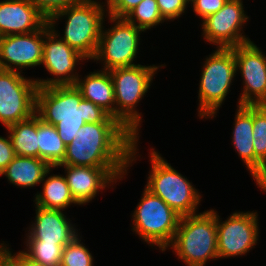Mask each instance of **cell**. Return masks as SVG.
I'll list each match as a JSON object with an SVG mask.
<instances>
[{
	"label": "cell",
	"mask_w": 266,
	"mask_h": 266,
	"mask_svg": "<svg viewBox=\"0 0 266 266\" xmlns=\"http://www.w3.org/2000/svg\"><path fill=\"white\" fill-rule=\"evenodd\" d=\"M65 171V179L72 197L78 205L91 202L99 191L113 186L128 175L130 167H84L72 165H58ZM115 183V184H114ZM112 186V187H111Z\"/></svg>",
	"instance_id": "15"
},
{
	"label": "cell",
	"mask_w": 266,
	"mask_h": 266,
	"mask_svg": "<svg viewBox=\"0 0 266 266\" xmlns=\"http://www.w3.org/2000/svg\"><path fill=\"white\" fill-rule=\"evenodd\" d=\"M142 192L131 216V230L144 243L165 252L174 239L181 216L146 187Z\"/></svg>",
	"instance_id": "8"
},
{
	"label": "cell",
	"mask_w": 266,
	"mask_h": 266,
	"mask_svg": "<svg viewBox=\"0 0 266 266\" xmlns=\"http://www.w3.org/2000/svg\"><path fill=\"white\" fill-rule=\"evenodd\" d=\"M159 65H138L116 68L110 72L114 83L115 119L136 139L140 137L142 114L139 113L138 103L145 97L153 83Z\"/></svg>",
	"instance_id": "5"
},
{
	"label": "cell",
	"mask_w": 266,
	"mask_h": 266,
	"mask_svg": "<svg viewBox=\"0 0 266 266\" xmlns=\"http://www.w3.org/2000/svg\"><path fill=\"white\" fill-rule=\"evenodd\" d=\"M150 150L151 170L145 187L160 197L181 217L198 213L202 195L186 177L174 169L162 155Z\"/></svg>",
	"instance_id": "6"
},
{
	"label": "cell",
	"mask_w": 266,
	"mask_h": 266,
	"mask_svg": "<svg viewBox=\"0 0 266 266\" xmlns=\"http://www.w3.org/2000/svg\"><path fill=\"white\" fill-rule=\"evenodd\" d=\"M168 248L187 266H205L208 260H218L216 211L182 216Z\"/></svg>",
	"instance_id": "4"
},
{
	"label": "cell",
	"mask_w": 266,
	"mask_h": 266,
	"mask_svg": "<svg viewBox=\"0 0 266 266\" xmlns=\"http://www.w3.org/2000/svg\"><path fill=\"white\" fill-rule=\"evenodd\" d=\"M19 266H47L40 262H36L28 257L23 250L19 251Z\"/></svg>",
	"instance_id": "35"
},
{
	"label": "cell",
	"mask_w": 266,
	"mask_h": 266,
	"mask_svg": "<svg viewBox=\"0 0 266 266\" xmlns=\"http://www.w3.org/2000/svg\"><path fill=\"white\" fill-rule=\"evenodd\" d=\"M78 76L75 86L83 99L89 100L115 118V94L112 76L107 70L90 72L82 79Z\"/></svg>",
	"instance_id": "19"
},
{
	"label": "cell",
	"mask_w": 266,
	"mask_h": 266,
	"mask_svg": "<svg viewBox=\"0 0 266 266\" xmlns=\"http://www.w3.org/2000/svg\"><path fill=\"white\" fill-rule=\"evenodd\" d=\"M243 89L238 105H266V55L254 41L233 47Z\"/></svg>",
	"instance_id": "14"
},
{
	"label": "cell",
	"mask_w": 266,
	"mask_h": 266,
	"mask_svg": "<svg viewBox=\"0 0 266 266\" xmlns=\"http://www.w3.org/2000/svg\"><path fill=\"white\" fill-rule=\"evenodd\" d=\"M106 18L113 26L110 25V29L102 26L97 51L91 61L101 62V70L107 71L138 65L135 60L140 49V35L144 31L125 18L110 15Z\"/></svg>",
	"instance_id": "9"
},
{
	"label": "cell",
	"mask_w": 266,
	"mask_h": 266,
	"mask_svg": "<svg viewBox=\"0 0 266 266\" xmlns=\"http://www.w3.org/2000/svg\"><path fill=\"white\" fill-rule=\"evenodd\" d=\"M43 41L44 26L31 33L0 37V69L24 73L25 68L41 65Z\"/></svg>",
	"instance_id": "16"
},
{
	"label": "cell",
	"mask_w": 266,
	"mask_h": 266,
	"mask_svg": "<svg viewBox=\"0 0 266 266\" xmlns=\"http://www.w3.org/2000/svg\"><path fill=\"white\" fill-rule=\"evenodd\" d=\"M51 166L41 158L15 156L0 173L7 181L22 188L40 185Z\"/></svg>",
	"instance_id": "21"
},
{
	"label": "cell",
	"mask_w": 266,
	"mask_h": 266,
	"mask_svg": "<svg viewBox=\"0 0 266 266\" xmlns=\"http://www.w3.org/2000/svg\"><path fill=\"white\" fill-rule=\"evenodd\" d=\"M216 211L218 259L247 256L259 240L257 211H235L225 221Z\"/></svg>",
	"instance_id": "11"
},
{
	"label": "cell",
	"mask_w": 266,
	"mask_h": 266,
	"mask_svg": "<svg viewBox=\"0 0 266 266\" xmlns=\"http://www.w3.org/2000/svg\"><path fill=\"white\" fill-rule=\"evenodd\" d=\"M107 15L124 18L142 0H105Z\"/></svg>",
	"instance_id": "32"
},
{
	"label": "cell",
	"mask_w": 266,
	"mask_h": 266,
	"mask_svg": "<svg viewBox=\"0 0 266 266\" xmlns=\"http://www.w3.org/2000/svg\"><path fill=\"white\" fill-rule=\"evenodd\" d=\"M232 143L235 152L245 163L255 181V150L253 147V105H237L234 117Z\"/></svg>",
	"instance_id": "20"
},
{
	"label": "cell",
	"mask_w": 266,
	"mask_h": 266,
	"mask_svg": "<svg viewBox=\"0 0 266 266\" xmlns=\"http://www.w3.org/2000/svg\"><path fill=\"white\" fill-rule=\"evenodd\" d=\"M0 266H19V252L13 253L4 241L0 242Z\"/></svg>",
	"instance_id": "34"
},
{
	"label": "cell",
	"mask_w": 266,
	"mask_h": 266,
	"mask_svg": "<svg viewBox=\"0 0 266 266\" xmlns=\"http://www.w3.org/2000/svg\"><path fill=\"white\" fill-rule=\"evenodd\" d=\"M37 137L39 145V158L51 167L58 166L64 159L66 145L59 137L54 125L44 122L37 115Z\"/></svg>",
	"instance_id": "25"
},
{
	"label": "cell",
	"mask_w": 266,
	"mask_h": 266,
	"mask_svg": "<svg viewBox=\"0 0 266 266\" xmlns=\"http://www.w3.org/2000/svg\"><path fill=\"white\" fill-rule=\"evenodd\" d=\"M255 183L266 192V105H253Z\"/></svg>",
	"instance_id": "23"
},
{
	"label": "cell",
	"mask_w": 266,
	"mask_h": 266,
	"mask_svg": "<svg viewBox=\"0 0 266 266\" xmlns=\"http://www.w3.org/2000/svg\"><path fill=\"white\" fill-rule=\"evenodd\" d=\"M14 149L9 135L5 138L0 136V173L15 157Z\"/></svg>",
	"instance_id": "33"
},
{
	"label": "cell",
	"mask_w": 266,
	"mask_h": 266,
	"mask_svg": "<svg viewBox=\"0 0 266 266\" xmlns=\"http://www.w3.org/2000/svg\"><path fill=\"white\" fill-rule=\"evenodd\" d=\"M24 253L36 262L47 266H60L63 248L66 245L44 243L42 240H26Z\"/></svg>",
	"instance_id": "27"
},
{
	"label": "cell",
	"mask_w": 266,
	"mask_h": 266,
	"mask_svg": "<svg viewBox=\"0 0 266 266\" xmlns=\"http://www.w3.org/2000/svg\"><path fill=\"white\" fill-rule=\"evenodd\" d=\"M228 0H194L190 5L193 12L201 18V21L207 16L219 11Z\"/></svg>",
	"instance_id": "31"
},
{
	"label": "cell",
	"mask_w": 266,
	"mask_h": 266,
	"mask_svg": "<svg viewBox=\"0 0 266 266\" xmlns=\"http://www.w3.org/2000/svg\"><path fill=\"white\" fill-rule=\"evenodd\" d=\"M138 142L119 122L85 123L59 165L131 167L140 157Z\"/></svg>",
	"instance_id": "1"
},
{
	"label": "cell",
	"mask_w": 266,
	"mask_h": 266,
	"mask_svg": "<svg viewBox=\"0 0 266 266\" xmlns=\"http://www.w3.org/2000/svg\"><path fill=\"white\" fill-rule=\"evenodd\" d=\"M124 18L144 32L165 22L156 0H142Z\"/></svg>",
	"instance_id": "26"
},
{
	"label": "cell",
	"mask_w": 266,
	"mask_h": 266,
	"mask_svg": "<svg viewBox=\"0 0 266 266\" xmlns=\"http://www.w3.org/2000/svg\"><path fill=\"white\" fill-rule=\"evenodd\" d=\"M244 9L242 0H228L219 11L203 19L201 30L204 42L216 48H233L251 41L244 35L243 27L250 19Z\"/></svg>",
	"instance_id": "13"
},
{
	"label": "cell",
	"mask_w": 266,
	"mask_h": 266,
	"mask_svg": "<svg viewBox=\"0 0 266 266\" xmlns=\"http://www.w3.org/2000/svg\"><path fill=\"white\" fill-rule=\"evenodd\" d=\"M203 61L198 92V117L213 119L230 93L236 72L233 48H217Z\"/></svg>",
	"instance_id": "7"
},
{
	"label": "cell",
	"mask_w": 266,
	"mask_h": 266,
	"mask_svg": "<svg viewBox=\"0 0 266 266\" xmlns=\"http://www.w3.org/2000/svg\"><path fill=\"white\" fill-rule=\"evenodd\" d=\"M188 4L190 5L194 0H186Z\"/></svg>",
	"instance_id": "36"
},
{
	"label": "cell",
	"mask_w": 266,
	"mask_h": 266,
	"mask_svg": "<svg viewBox=\"0 0 266 266\" xmlns=\"http://www.w3.org/2000/svg\"><path fill=\"white\" fill-rule=\"evenodd\" d=\"M48 19L29 0L0 1V37L41 29Z\"/></svg>",
	"instance_id": "18"
},
{
	"label": "cell",
	"mask_w": 266,
	"mask_h": 266,
	"mask_svg": "<svg viewBox=\"0 0 266 266\" xmlns=\"http://www.w3.org/2000/svg\"><path fill=\"white\" fill-rule=\"evenodd\" d=\"M160 14L163 19L167 21H174L179 19L186 10L189 4L186 0H156Z\"/></svg>",
	"instance_id": "29"
},
{
	"label": "cell",
	"mask_w": 266,
	"mask_h": 266,
	"mask_svg": "<svg viewBox=\"0 0 266 266\" xmlns=\"http://www.w3.org/2000/svg\"><path fill=\"white\" fill-rule=\"evenodd\" d=\"M35 79L23 73L0 69V123L5 128L29 119L36 113Z\"/></svg>",
	"instance_id": "10"
},
{
	"label": "cell",
	"mask_w": 266,
	"mask_h": 266,
	"mask_svg": "<svg viewBox=\"0 0 266 266\" xmlns=\"http://www.w3.org/2000/svg\"><path fill=\"white\" fill-rule=\"evenodd\" d=\"M78 234L70 243L66 244L62 252L60 266H94L92 252L81 242Z\"/></svg>",
	"instance_id": "28"
},
{
	"label": "cell",
	"mask_w": 266,
	"mask_h": 266,
	"mask_svg": "<svg viewBox=\"0 0 266 266\" xmlns=\"http://www.w3.org/2000/svg\"><path fill=\"white\" fill-rule=\"evenodd\" d=\"M16 156L39 158L37 114L7 127Z\"/></svg>",
	"instance_id": "24"
},
{
	"label": "cell",
	"mask_w": 266,
	"mask_h": 266,
	"mask_svg": "<svg viewBox=\"0 0 266 266\" xmlns=\"http://www.w3.org/2000/svg\"><path fill=\"white\" fill-rule=\"evenodd\" d=\"M36 114L55 126L66 146L85 123L118 122L93 102L83 99L75 85L38 87Z\"/></svg>",
	"instance_id": "2"
},
{
	"label": "cell",
	"mask_w": 266,
	"mask_h": 266,
	"mask_svg": "<svg viewBox=\"0 0 266 266\" xmlns=\"http://www.w3.org/2000/svg\"><path fill=\"white\" fill-rule=\"evenodd\" d=\"M47 19L70 5L85 0H29Z\"/></svg>",
	"instance_id": "30"
},
{
	"label": "cell",
	"mask_w": 266,
	"mask_h": 266,
	"mask_svg": "<svg viewBox=\"0 0 266 266\" xmlns=\"http://www.w3.org/2000/svg\"><path fill=\"white\" fill-rule=\"evenodd\" d=\"M83 60L88 61L86 57L63 41L50 28L47 22L44 25L43 58L41 64L52 75V78H36L35 81L38 87L75 85L79 76L76 67Z\"/></svg>",
	"instance_id": "12"
},
{
	"label": "cell",
	"mask_w": 266,
	"mask_h": 266,
	"mask_svg": "<svg viewBox=\"0 0 266 266\" xmlns=\"http://www.w3.org/2000/svg\"><path fill=\"white\" fill-rule=\"evenodd\" d=\"M34 223L27 230L26 240H42L44 243L66 245L80 232L63 210L47 209L35 205Z\"/></svg>",
	"instance_id": "17"
},
{
	"label": "cell",
	"mask_w": 266,
	"mask_h": 266,
	"mask_svg": "<svg viewBox=\"0 0 266 266\" xmlns=\"http://www.w3.org/2000/svg\"><path fill=\"white\" fill-rule=\"evenodd\" d=\"M105 7L103 1L85 0L55 13L48 19V24L70 47L91 60L97 51L102 26L105 25ZM59 19H65L64 34L56 29Z\"/></svg>",
	"instance_id": "3"
},
{
	"label": "cell",
	"mask_w": 266,
	"mask_h": 266,
	"mask_svg": "<svg viewBox=\"0 0 266 266\" xmlns=\"http://www.w3.org/2000/svg\"><path fill=\"white\" fill-rule=\"evenodd\" d=\"M52 169H55V167H51L45 174L41 182L42 192H37L33 198V202H35L34 205L63 211L73 204L78 205L72 197L64 175H55L54 173L52 175Z\"/></svg>",
	"instance_id": "22"
}]
</instances>
